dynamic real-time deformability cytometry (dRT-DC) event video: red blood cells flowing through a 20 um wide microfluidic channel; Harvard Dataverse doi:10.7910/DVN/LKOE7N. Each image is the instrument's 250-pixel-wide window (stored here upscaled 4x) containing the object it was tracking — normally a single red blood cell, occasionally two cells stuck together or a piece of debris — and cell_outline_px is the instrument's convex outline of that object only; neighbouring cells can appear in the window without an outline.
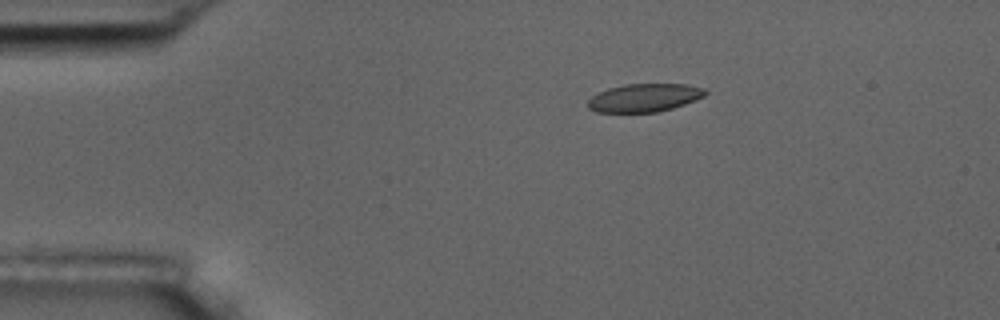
{"species": "common noctule bat (a hibernating species)", "species_latin": "Nyctalus noctula", "temperature_condition": "room temperature", "stored_images_in_passage": 15, "camera_frame_rate_fps": 3000, "um_per_image_px": 0.085, "animal": {"sex": "male", "body_mass_g": 17.5, "forearm_length_mm": 52.3}, "frame": {"image": 1, "passage_image": 3, "time_ms": 3.0, "image_size_px": [1000, 320], "cell_outline_px": [[708, 92], [704, 96], [696, 100], [672, 108], [656, 112], [596, 112], [588, 108], [588, 100], [592, 96], [608, 88], [624, 84], [684, 84], [704, 88]], "centroid_in_image_um": [54.77, 8.3], "position_along_channel_um": 30.2, "area_um2": 19.19}}
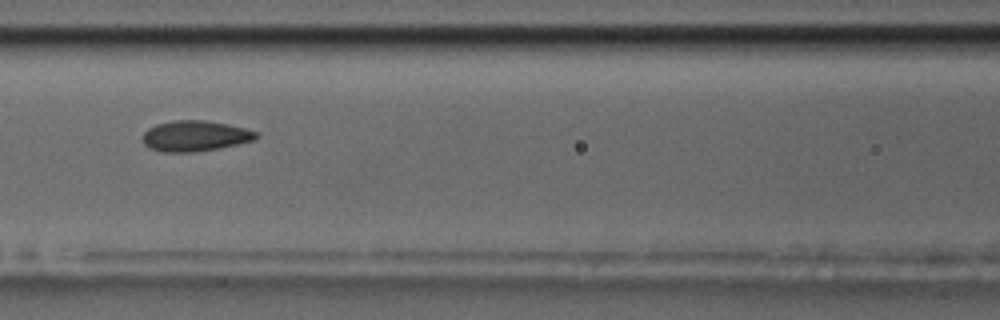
{"frame": {"image": 2, "passage_image": 7, "time_ms": 7.667, "image_size_px": [1000, 320], "cell_outline_px": [[260, 136], [256, 140], [220, 148], [192, 152], [164, 152], [148, 148], [144, 144], [144, 132], [148, 128], [156, 124], [172, 120], [204, 120], [228, 124], [260, 132]], "centroid_in_image_um": [16.62, 11.55], "position_along_channel_um": 150.0, "area_um2": 20.46}}
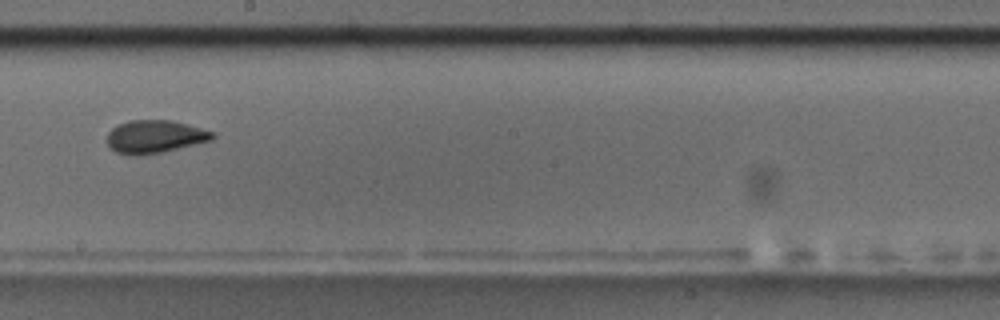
{"frame": {"image": 3, "passage_image": 9, "time_ms": 10.0, "image_size_px": [1000, 320], "cell_outline_px": [[216, 136], [212, 140], [160, 152], [116, 152], [108, 148], [108, 132], [116, 124], [128, 120], [172, 120], [216, 132]], "centroid_in_image_um": [13.19, 11.55], "position_along_channel_um": 235.0, "area_um2": 19.65}, "authors_computed_cell_mechanics": {"area_um2": 19.941, "velocity_mm_per_s": 3.6663, "shape_relaxation_time_tau1_ms": 8.7124, "shape_relaxation_time_tau2_ms": 0.6582, "deformation_change_tau1": 0.1485, "deformation_change_tau2": 0.049}}